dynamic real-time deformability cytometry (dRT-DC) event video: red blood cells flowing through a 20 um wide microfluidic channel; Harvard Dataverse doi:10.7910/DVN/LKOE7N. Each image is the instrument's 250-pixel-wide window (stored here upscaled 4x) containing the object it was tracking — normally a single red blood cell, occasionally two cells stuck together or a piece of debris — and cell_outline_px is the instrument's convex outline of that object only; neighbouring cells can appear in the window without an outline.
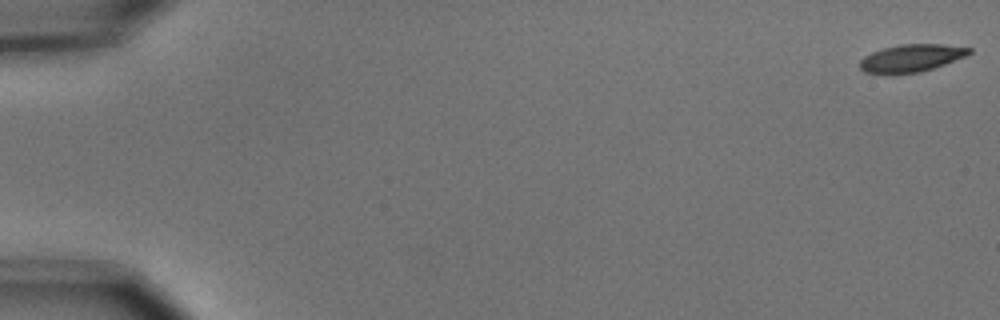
{"species": "common noctule bat (a hibernating species)", "species_latin": "Nyctalus noctula", "temperature_condition": "cold", "stored_images_in_passage": 8, "camera_frame_rate_fps": 3000, "um_per_image_px": 0.085, "animal": {"sex": "male", "body_mass_g": 15.6}, "frame": {"image": 1, "passage_image": 1, "time_ms": 0.0, "image_size_px": [1000, 320], "cell_outline_px": [[972, 52], [964, 56], [944, 64], [920, 72], [892, 76], [864, 72], [860, 68], [860, 60], [864, 56], [872, 52], [884, 48], [900, 44], [940, 44], [972, 48]], "centroid_in_image_um": [77.39, 4.97], "position_along_channel_um": 7.6, "area_um2": 17.74}}